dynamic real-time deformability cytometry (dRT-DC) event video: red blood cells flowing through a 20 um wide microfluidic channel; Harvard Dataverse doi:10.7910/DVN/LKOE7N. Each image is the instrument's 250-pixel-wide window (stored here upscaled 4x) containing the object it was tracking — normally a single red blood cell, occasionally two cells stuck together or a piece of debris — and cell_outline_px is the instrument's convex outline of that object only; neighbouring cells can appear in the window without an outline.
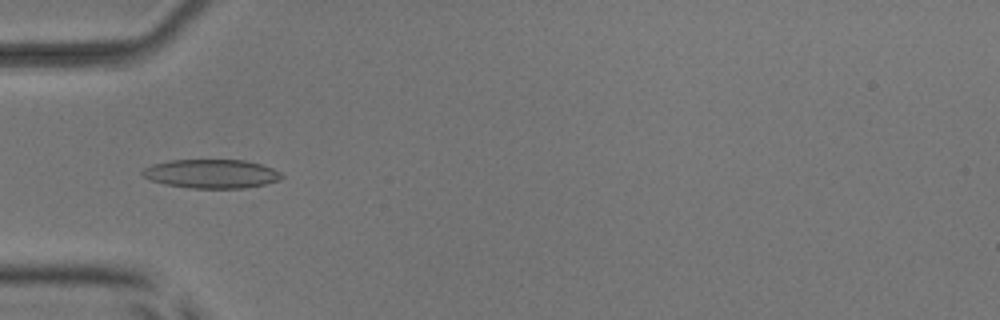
{"species": "common noctule bat (a hibernating species)", "species_latin": "Nyctalus noctula", "temperature_condition": "room temperature", "stored_images_in_passage": 53, "camera_frame_rate_fps": 3000, "um_per_image_px": 0.085, "animal": {"sex": "male", "body_mass_g": 17.9, "forearm_length_mm": 54.2}, "frame": {"image": 1, "passage_image": 18, "time_ms": 5.667, "image_size_px": [1000, 320], "cell_outline_px": [[284, 176], [280, 180], [264, 184], [244, 188], [192, 188], [164, 184], [152, 180], [144, 176], [140, 172], [144, 168], [152, 164], [172, 160], [244, 160], [260, 164], [272, 168], [280, 172]], "centroid_in_image_um": [17.98, 14.77], "position_along_channel_um": 67.0, "area_um2": 23.29}}
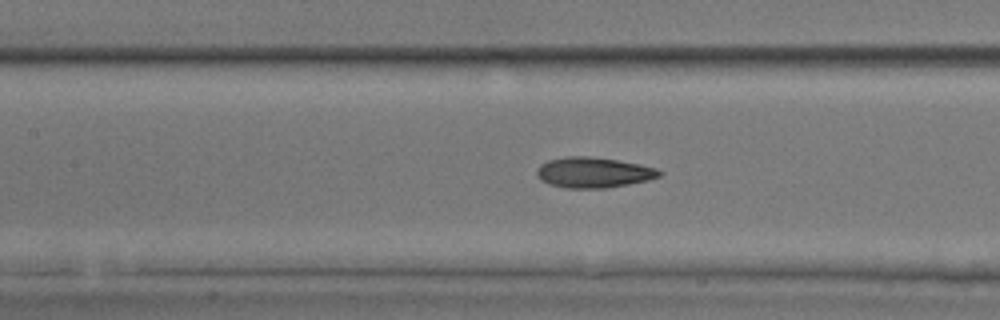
{"frame": {"image": 2, "passage_image": 25, "time_ms": 8.0, "image_size_px": [1000, 320], "cell_outline_px": [[664, 172], [660, 176], [648, 180], [628, 184], [604, 188], [564, 188], [548, 184], [540, 180], [536, 176], [536, 172], [540, 164], [548, 160], [568, 156], [588, 156], [616, 160], [640, 164], [656, 168]], "centroid_in_image_um": [50.42, 14.66], "position_along_channel_um": 157.0, "area_um2": 21.85}}
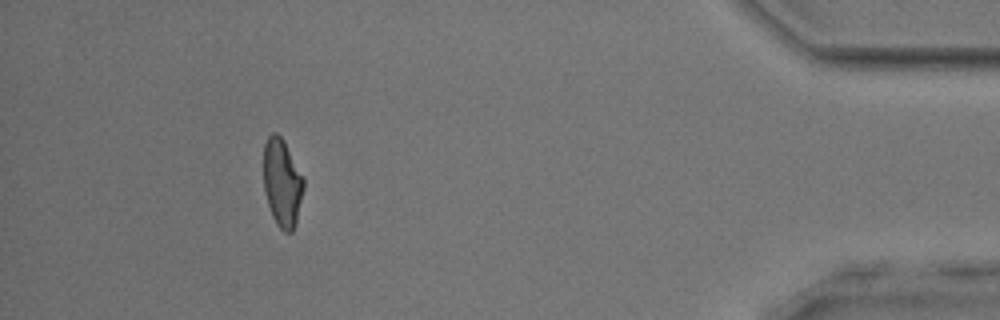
{"frame": {"image": 3, "passage_image": 49, "time_ms": 16.0, "image_size_px": [1000, 320], "cell_outline_px": [[304, 188], [296, 224], [292, 232], [284, 232], [276, 224], [272, 216], [264, 192], [264, 144], [268, 136], [272, 132], [276, 132], [284, 140], [304, 180]], "centroid_in_image_um": [23.98, 15.55], "position_along_channel_um": 411.2, "area_um2": 20.52}, "authors_computed_cell_mechanics": {"area_um2": 21.4438, "velocity_mm_per_s": 3.8926, "shape_relaxation_time_tau1_ms": 6.8589, "shape_relaxation_time_tau2_ms": 1.7227, "deformation_change_tau1": 0.1833, "deformation_change_tau2": 0.0969}}